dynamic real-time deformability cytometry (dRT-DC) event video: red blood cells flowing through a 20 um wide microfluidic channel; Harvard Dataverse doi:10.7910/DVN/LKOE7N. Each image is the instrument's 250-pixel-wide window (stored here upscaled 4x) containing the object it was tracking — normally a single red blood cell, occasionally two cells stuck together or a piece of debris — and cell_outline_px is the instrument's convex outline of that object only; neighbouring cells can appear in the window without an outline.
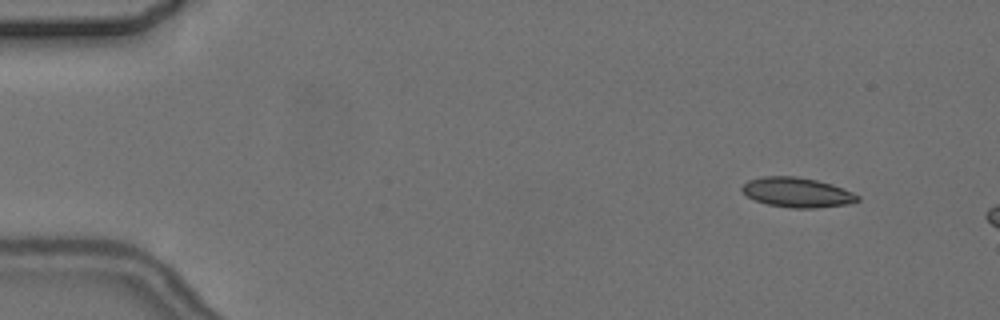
{"species": "common noctule bat (a hibernating species)", "species_latin": "Nyctalus noctula", "temperature_condition": "cold", "stored_images_in_passage": 3, "camera_frame_rate_fps": 3000, "um_per_image_px": 0.085, "animal": {"sex": "female", "body_mass_g": 24.6, "forearm_length_mm": 56.2}, "frame": {"image": 1, "passage_image": 1, "time_ms": 0.0, "image_size_px": [1000, 320], "cell_outline_px": [[860, 200], [848, 204], [816, 208], [792, 208], [768, 204], [756, 200], [748, 196], [740, 188], [748, 180], [764, 176], [796, 176], [816, 180], [832, 184], [844, 188], [860, 196]], "centroid_in_image_um": [67.78, 16.35], "position_along_channel_um": 17.2, "area_um2": 20.0}}